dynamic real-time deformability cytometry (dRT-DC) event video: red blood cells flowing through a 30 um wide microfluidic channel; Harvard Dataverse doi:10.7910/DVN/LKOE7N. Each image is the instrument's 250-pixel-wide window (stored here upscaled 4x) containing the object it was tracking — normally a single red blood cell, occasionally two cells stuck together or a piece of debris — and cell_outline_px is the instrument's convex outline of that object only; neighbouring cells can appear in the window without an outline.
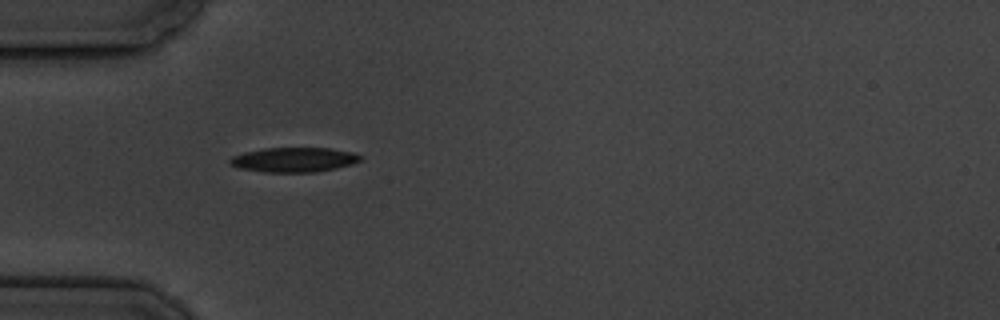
{"species": "common noctule bat (a hibernating species)", "species_latin": "Nyctalus noctula", "temperature_condition": "cold", "stored_images_in_passage": 3, "camera_frame_rate_fps": 3000, "um_per_image_px": 0.085, "animal": {"sex": "male", "body_mass_g": 19.5, "forearm_length_mm": 54.6}, "frame": {"image": 1, "passage_image": 1, "time_ms": 0.0, "image_size_px": [1000, 320], "cell_outline_px": [[364, 160], [352, 164], [336, 168], [316, 172], [264, 172], [240, 168], [232, 164], [228, 160], [232, 156], [244, 152], [264, 148], [332, 148], [352, 152], [364, 156]], "centroid_in_image_um": [25.05, 13.57], "position_along_channel_um": 60.0, "area_um2": 18.84}}